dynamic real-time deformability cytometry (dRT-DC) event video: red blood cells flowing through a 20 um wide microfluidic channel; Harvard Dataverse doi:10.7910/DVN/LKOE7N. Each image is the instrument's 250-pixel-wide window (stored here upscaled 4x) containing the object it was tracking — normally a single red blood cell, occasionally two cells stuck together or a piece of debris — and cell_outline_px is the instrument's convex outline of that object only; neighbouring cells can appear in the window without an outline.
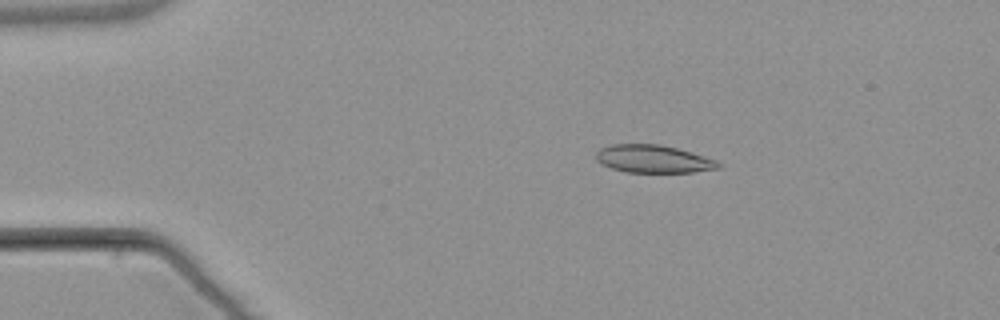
{"species": "common noctule bat (a hibernating species)", "species_latin": "Nyctalus noctula", "temperature_condition": "warm", "stored_images_in_passage": 6, "camera_frame_rate_fps": 3000, "um_per_image_px": 0.085, "animal": {"sex": "male", "body_mass_g": 21.5, "forearm_length_mm": 52.0}, "frame": {"image": 1, "passage_image": 3, "time_ms": 2.667, "image_size_px": [1000, 320], "cell_outline_px": [[720, 168], [692, 172], [628, 172], [612, 168], [600, 164], [596, 160], [596, 152], [600, 148], [612, 144], [660, 144], [676, 148], [716, 160], [720, 164]], "centroid_in_image_um": [55.49, 13.51], "position_along_channel_um": 29.5, "area_um2": 19.65}}
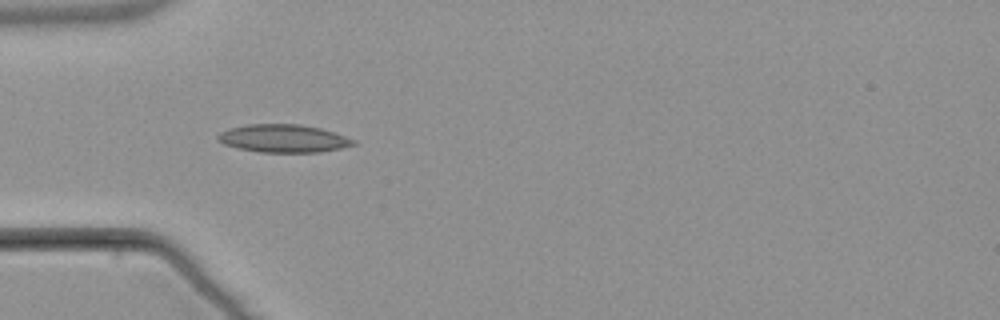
{"frame": {"image": 2, "passage_image": 5, "time_ms": 5.0, "image_size_px": [1000, 320], "cell_outline_px": [[356, 144], [340, 148], [320, 152], [260, 152], [240, 148], [224, 144], [216, 140], [216, 136], [220, 132], [228, 128], [248, 124], [300, 124], [320, 128], [356, 140]], "centroid_in_image_um": [24.06, 11.76], "position_along_channel_um": 60.9, "area_um2": 21.96}}
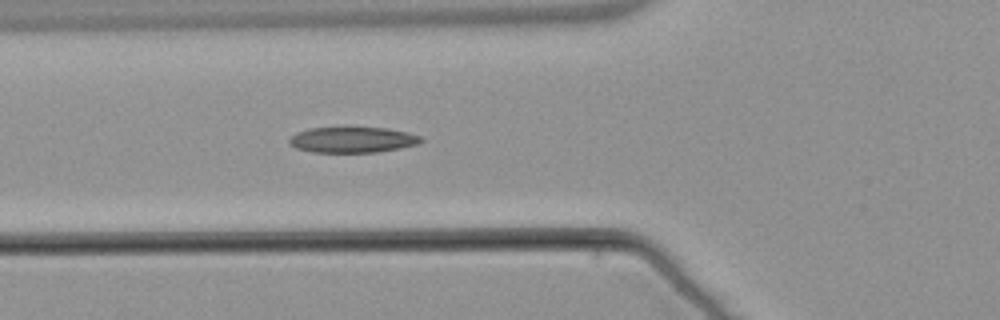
{"frame": {"image": 3, "passage_image": 6, "time_ms": 6.0, "image_size_px": [1000, 320], "cell_outline_px": [[424, 140], [420, 144], [400, 148], [376, 152], [312, 152], [296, 148], [288, 144], [288, 140], [296, 132], [308, 128], [344, 124], [388, 128], [408, 132], [420, 136]], "centroid_in_image_um": [29.94, 11.82], "position_along_channel_um": 95.9, "area_um2": 20.92}}